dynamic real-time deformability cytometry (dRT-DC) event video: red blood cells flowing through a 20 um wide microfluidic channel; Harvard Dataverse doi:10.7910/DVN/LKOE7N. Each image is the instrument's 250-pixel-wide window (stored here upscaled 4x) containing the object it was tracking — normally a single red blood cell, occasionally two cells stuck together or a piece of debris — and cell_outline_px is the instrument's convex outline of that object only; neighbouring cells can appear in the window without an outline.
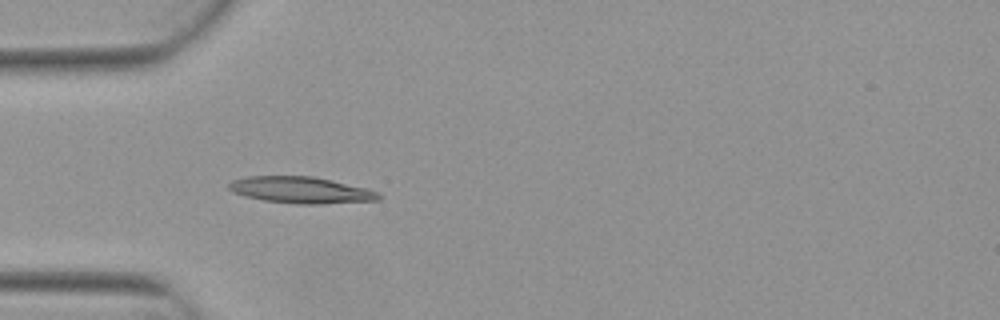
{"species": "Egyptian fruit bat (a non-hibernating species)", "species_latin": "Rousettus aegyptiacus", "temperature_condition": "warm", "stored_images_in_passage": 1, "camera_frame_rate_fps": 3000, "um_per_image_px": 0.085, "animal": {"sex": "female"}, "frame": {"image": 1, "passage_image": 1, "time_ms": 0.0, "image_size_px": [1000, 320], "cell_outline_px": [[380, 200], [320, 204], [300, 204], [264, 200], [244, 196], [232, 192], [228, 188], [228, 184], [232, 180], [244, 176], [312, 176], [332, 180], [368, 188], [376, 192], [380, 196]], "centroid_in_image_um": [25.55, 16.14], "position_along_channel_um": 59.5, "area_um2": 23.18}}